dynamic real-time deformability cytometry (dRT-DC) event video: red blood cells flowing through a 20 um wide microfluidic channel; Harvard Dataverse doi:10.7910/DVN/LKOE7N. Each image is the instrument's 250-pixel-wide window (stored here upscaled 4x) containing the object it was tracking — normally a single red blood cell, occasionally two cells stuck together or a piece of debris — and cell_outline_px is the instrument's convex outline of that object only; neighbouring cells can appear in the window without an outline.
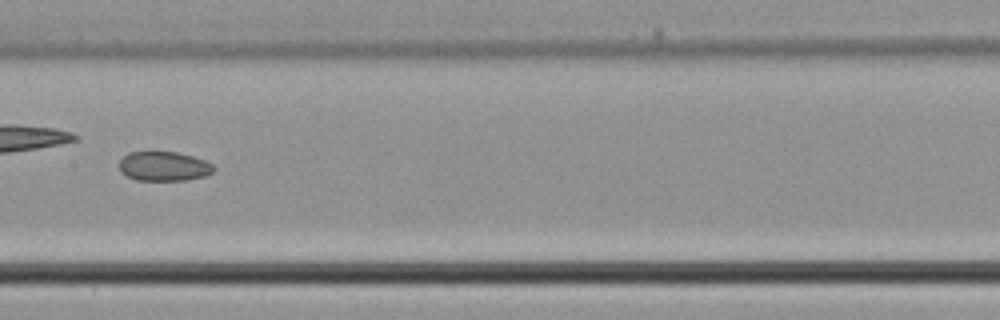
{"species": "common noctule bat (a hibernating species)", "species_latin": "Nyctalus noctula", "temperature_condition": "cold", "stored_images_in_passage": 34, "camera_frame_rate_fps": 3000, "um_per_image_px": 0.085, "animal": {"sex": "male", "body_mass_g": 21.5, "forearm_length_mm": 52.0}, "frame": {"image": 1, "passage_image": 20, "time_ms": 6.333, "image_size_px": [1000, 320], "cell_outline_px": [[216, 168], [208, 176], [188, 180], [136, 180], [120, 172], [120, 160], [128, 152], [176, 152], [192, 156], [204, 160], [212, 164]], "centroid_in_image_um": [13.95, 14.14], "position_along_channel_um": 193.4, "area_um2": 16.24}}
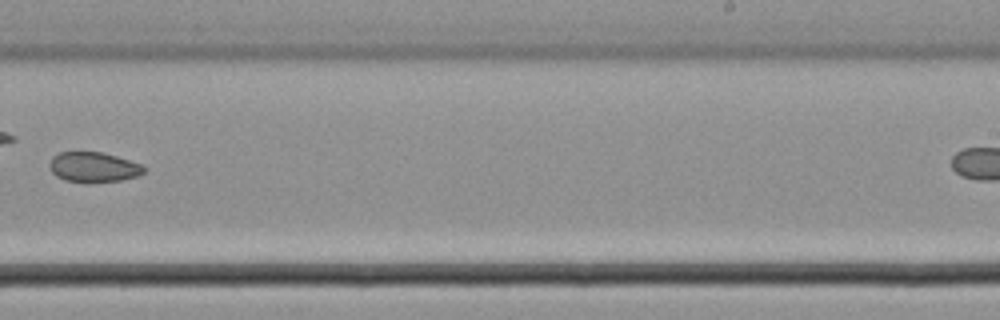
{"frame": {"image": 2, "passage_image": 25, "time_ms": 8.0, "image_size_px": [1000, 320], "cell_outline_px": [[144, 172], [136, 176], [120, 180], [64, 180], [56, 176], [48, 168], [48, 164], [52, 156], [60, 152], [104, 152], [140, 164], [144, 168]], "centroid_in_image_um": [7.89, 14.16], "position_along_channel_um": 281.1, "area_um2": 15.95}}